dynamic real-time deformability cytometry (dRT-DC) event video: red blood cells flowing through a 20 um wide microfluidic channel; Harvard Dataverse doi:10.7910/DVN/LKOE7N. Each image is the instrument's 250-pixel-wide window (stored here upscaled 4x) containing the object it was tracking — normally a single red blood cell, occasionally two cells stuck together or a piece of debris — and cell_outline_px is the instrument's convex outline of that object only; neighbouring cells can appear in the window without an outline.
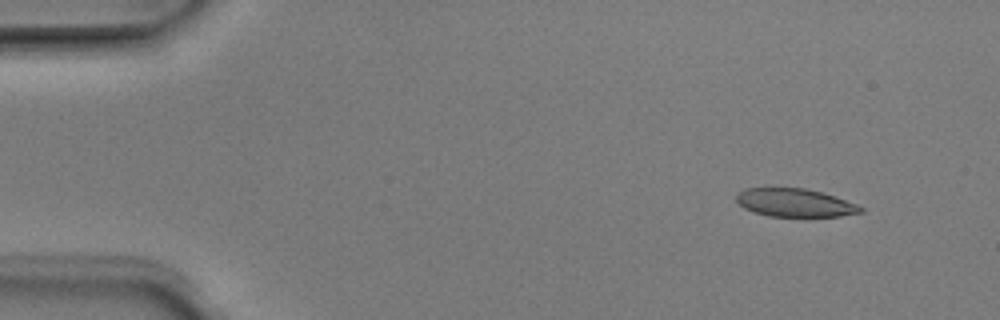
{"species": "Egyptian fruit bat (a non-hibernating species)", "species_latin": "Rousettus aegyptiacus", "temperature_condition": "room temperature", "stored_images_in_passage": 4, "segment_of_instrument_passage": [2, 2], "camera_frame_rate_fps": 3000, "um_per_image_px": 0.085, "animal": {"sex": "male"}, "frame": {"image": 1, "passage_image": 4, "time_ms": 1.0, "image_size_px": [1000, 320], "cell_outline_px": [[864, 212], [840, 216], [768, 216], [744, 208], [736, 200], [736, 192], [748, 188], [804, 188], [836, 196], [856, 204], [864, 208]], "centroid_in_image_um": [67.57, 17.23], "position_along_channel_um": 17.4, "area_um2": 20.29}}